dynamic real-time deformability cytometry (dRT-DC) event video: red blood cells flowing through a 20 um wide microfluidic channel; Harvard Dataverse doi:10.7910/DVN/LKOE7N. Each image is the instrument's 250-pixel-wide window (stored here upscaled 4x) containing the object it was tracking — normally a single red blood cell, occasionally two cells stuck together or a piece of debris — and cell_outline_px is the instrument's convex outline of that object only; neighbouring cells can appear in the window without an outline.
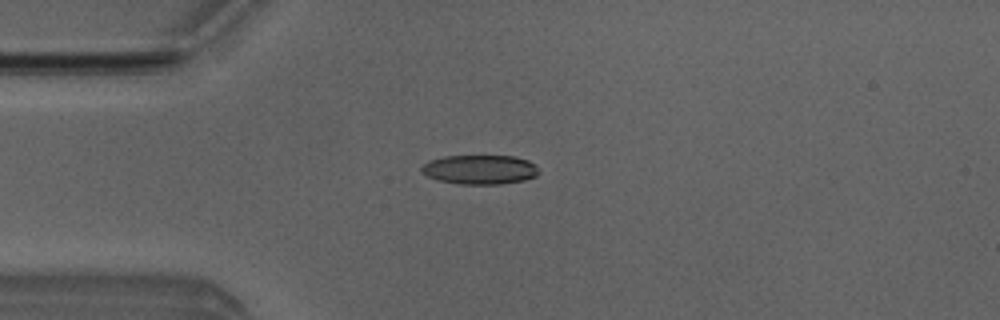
{"species": "Egyptian fruit bat (a non-hibernating species)", "species_latin": "Rousettus aegyptiacus", "temperature_condition": "room temperature", "stored_images_in_passage": 2, "camera_frame_rate_fps": 3000, "um_per_image_px": 0.085, "animal": {"sex": "male"}, "frame": {"image": 1, "passage_image": 2, "time_ms": 1.0, "image_size_px": [1000, 320], "cell_outline_px": [[540, 172], [536, 176], [524, 180], [500, 184], [460, 184], [436, 180], [420, 172], [420, 168], [428, 160], [444, 156], [512, 156], [528, 160]], "centroid_in_image_um": [40.74, 14.41], "position_along_channel_um": 44.3, "area_um2": 20.06}}